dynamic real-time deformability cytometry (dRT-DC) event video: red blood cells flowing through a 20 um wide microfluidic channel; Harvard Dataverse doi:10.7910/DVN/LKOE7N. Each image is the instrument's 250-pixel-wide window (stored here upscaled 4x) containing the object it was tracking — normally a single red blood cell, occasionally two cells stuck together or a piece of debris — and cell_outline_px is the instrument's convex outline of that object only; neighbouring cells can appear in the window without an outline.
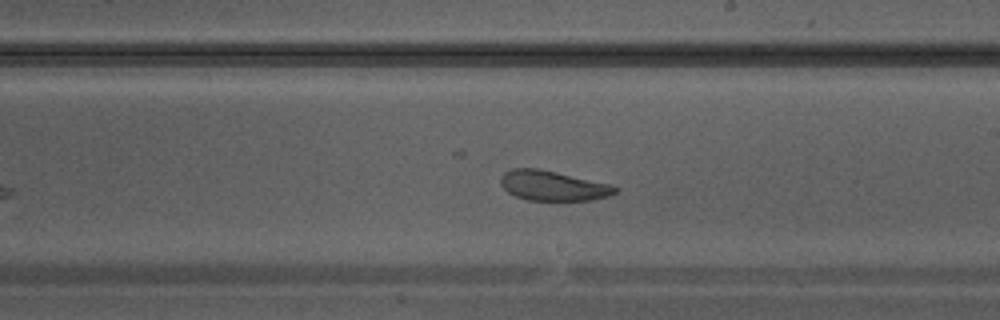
{"species": "Egyptian fruit bat (a non-hibernating species)", "species_latin": "Rousettus aegyptiacus", "temperature_condition": "warm", "stored_images_in_passage": 28, "camera_frame_rate_fps": 3000, "um_per_image_px": 0.085, "animal": {"sex": "male"}, "frame": {"image": 1, "passage_image": 13, "time_ms": 4.0, "image_size_px": [1000, 320], "cell_outline_px": [[620, 188], [616, 192], [608, 196], [592, 200], [528, 200], [516, 196], [508, 192], [500, 184], [500, 176], [504, 172], [512, 168], [540, 168], [612, 184]], "centroid_in_image_um": [47.01, 15.77], "position_along_channel_um": 242.0, "area_um2": 20.17}}